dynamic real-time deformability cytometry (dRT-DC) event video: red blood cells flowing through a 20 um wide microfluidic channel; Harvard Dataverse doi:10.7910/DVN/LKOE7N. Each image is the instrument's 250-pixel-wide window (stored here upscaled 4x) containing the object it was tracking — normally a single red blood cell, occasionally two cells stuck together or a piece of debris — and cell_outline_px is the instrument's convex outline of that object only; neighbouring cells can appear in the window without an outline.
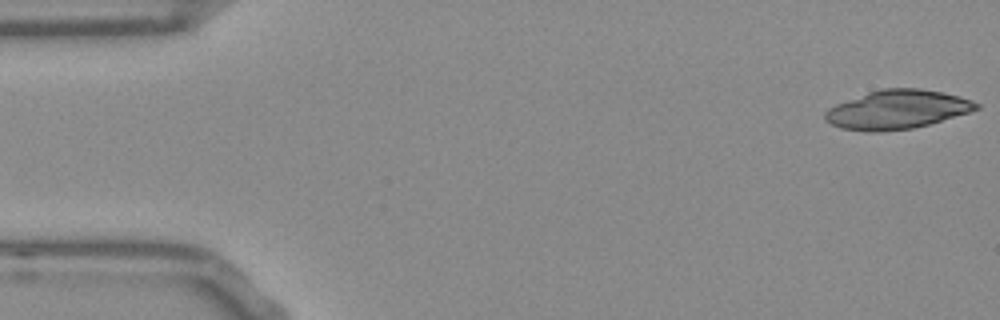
{"species": "Egyptian fruit bat (a non-hibernating species)", "species_latin": "Rousettus aegyptiacus", "temperature_condition": "room temperature", "stored_images_in_passage": 17, "camera_frame_rate_fps": 3000, "um_per_image_px": 0.085, "frame": {"image": 1, "passage_image": 1, "time_ms": 0.0, "image_size_px": [1000, 320], "cell_outline_px": [[980, 108], [968, 112], [928, 124], [912, 128], [880, 132], [868, 132], [840, 128], [824, 120], [824, 112], [828, 108], [836, 104], [868, 92], [880, 88], [920, 88], [960, 96], [972, 100], [980, 104]], "centroid_in_image_um": [76.23, 9.31], "position_along_channel_um": 8.8, "area_um2": 34.16}}